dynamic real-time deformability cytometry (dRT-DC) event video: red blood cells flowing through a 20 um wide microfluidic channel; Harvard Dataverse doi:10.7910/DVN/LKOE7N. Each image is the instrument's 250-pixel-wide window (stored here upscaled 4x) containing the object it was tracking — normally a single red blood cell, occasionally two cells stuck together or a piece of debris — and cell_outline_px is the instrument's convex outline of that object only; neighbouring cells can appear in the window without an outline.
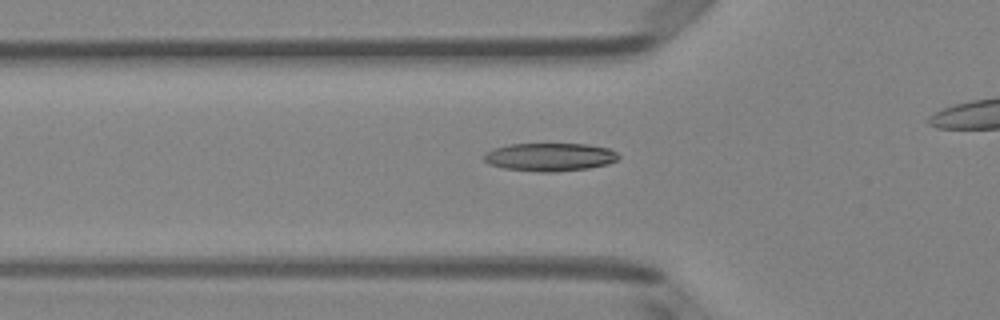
{"species": "Egyptian fruit bat (a non-hibernating species)", "species_latin": "Rousettus aegyptiacus", "temperature_condition": "room temperature", "stored_images_in_passage": 36, "camera_frame_rate_fps": 3000, "um_per_image_px": 0.085, "animal": {"sex": "female"}, "frame": {"image": 1, "passage_image": 12, "time_ms": 3.667, "image_size_px": [1000, 320], "cell_outline_px": [[620, 156], [616, 160], [608, 164], [588, 168], [552, 172], [540, 172], [504, 168], [488, 164], [484, 160], [484, 156], [492, 148], [512, 144], [588, 144], [608, 148], [616, 152]], "centroid_in_image_um": [46.74, 13.34], "position_along_channel_um": 79.1, "area_um2": 21.96}}
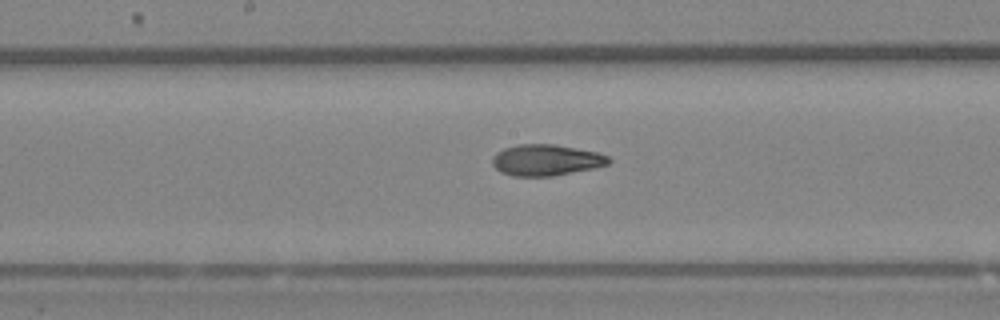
{"frame": {"image": 2, "passage_image": 21, "time_ms": 6.667, "image_size_px": [1000, 320], "cell_outline_px": [[612, 160], [608, 164], [592, 168], [552, 176], [512, 176], [500, 172], [492, 164], [492, 156], [496, 152], [504, 148], [516, 144], [552, 144], [596, 152], [608, 156]], "centroid_in_image_um": [46.36, 13.6], "position_along_channel_um": 201.8, "area_um2": 21.04}}
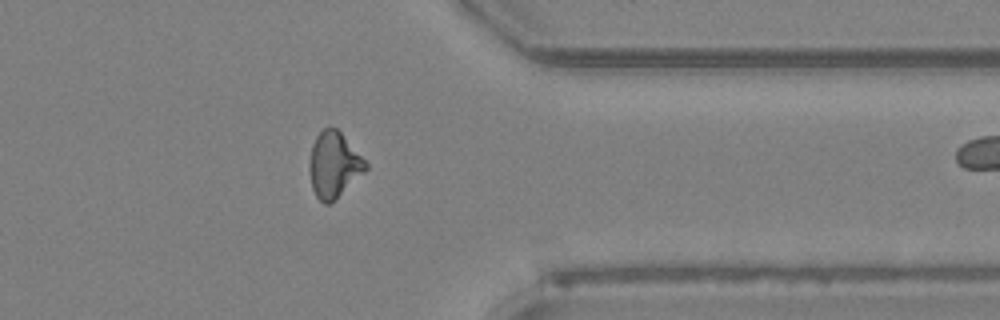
{"frame": {"image": 3, "passage_image": 35, "time_ms": 11.333, "image_size_px": [1000, 320], "cell_outline_px": [[368, 168], [364, 172], [328, 204], [324, 204], [316, 196], [312, 188], [308, 168], [308, 164], [312, 144], [316, 136], [324, 128], [336, 128], [340, 132], [368, 164]], "centroid_in_image_um": [28.34, 14.0], "position_along_channel_um": 383.1, "area_um2": 21.04}}